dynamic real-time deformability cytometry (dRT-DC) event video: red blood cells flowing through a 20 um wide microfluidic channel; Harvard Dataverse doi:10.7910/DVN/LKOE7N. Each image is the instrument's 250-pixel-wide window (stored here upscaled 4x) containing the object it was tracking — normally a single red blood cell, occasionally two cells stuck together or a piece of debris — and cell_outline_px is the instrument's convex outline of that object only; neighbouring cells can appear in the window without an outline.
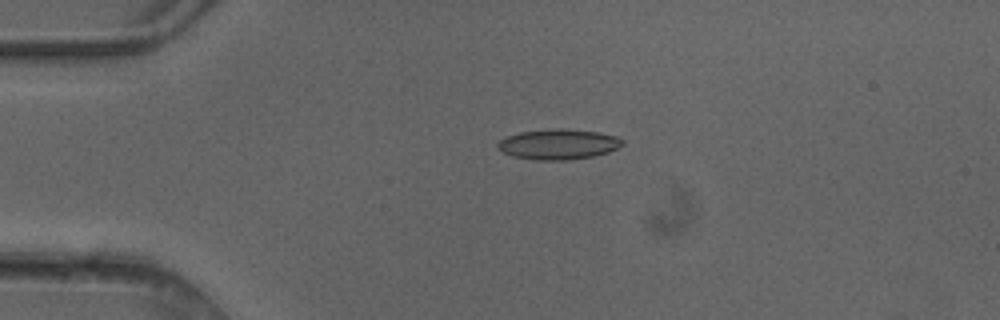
{"species": "common noctule bat (a hibernating species)", "species_latin": "Nyctalus noctula", "temperature_condition": "cold", "stored_images_in_passage": 4, "camera_frame_rate_fps": 3000, "um_per_image_px": 0.085, "animal": {"sex": "female"}, "frame": {"image": 1, "passage_image": 3, "time_ms": 0.667, "image_size_px": [1000, 320], "cell_outline_px": [[624, 144], [608, 152], [592, 156], [568, 160], [532, 160], [512, 156], [496, 148], [496, 144], [504, 136], [520, 132], [556, 128], [564, 128], [596, 132], [616, 136], [624, 140]], "centroid_in_image_um": [47.42, 12.26], "position_along_channel_um": 37.6, "area_um2": 22.14}}